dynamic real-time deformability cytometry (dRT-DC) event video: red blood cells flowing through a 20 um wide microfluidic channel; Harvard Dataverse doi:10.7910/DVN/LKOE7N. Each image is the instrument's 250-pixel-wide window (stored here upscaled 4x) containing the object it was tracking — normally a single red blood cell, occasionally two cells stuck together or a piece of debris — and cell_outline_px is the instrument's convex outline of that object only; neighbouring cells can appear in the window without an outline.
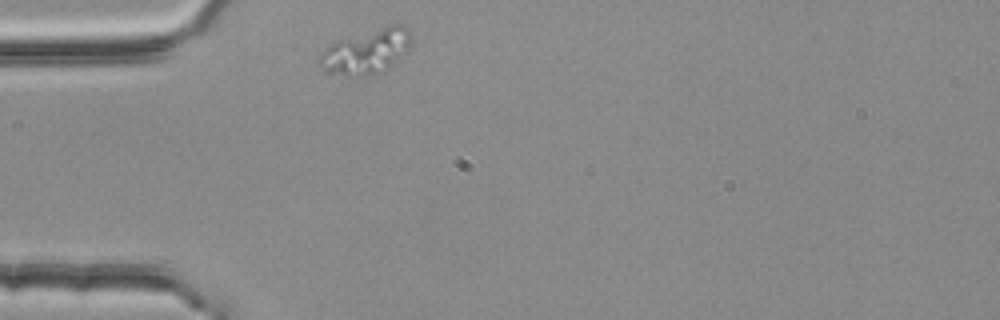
{"species": "common noctule bat (a hibernating species)", "species_latin": "Nyctalus noctula", "temperature_condition": "room temperature", "stored_images_in_passage": 44, "camera_frame_rate_fps": 3000, "um_per_image_px": 0.085, "animal": {"sex": "female", "body_mass_g": 25.1}, "frame": {"image": 1, "passage_image": 1, "time_ms": 0.0, "image_size_px": [1000, 320], "cell_outline_px": [[412, 40], [408, 52], [384, 72], [360, 76], [324, 72], [320, 68], [320, 56], [324, 48], [336, 40], [392, 24], [400, 24], [408, 28], [412, 36]], "centroid_in_image_um": [31.19, 4.37], "position_along_channel_um": 53.8, "area_um2": 24.1}}